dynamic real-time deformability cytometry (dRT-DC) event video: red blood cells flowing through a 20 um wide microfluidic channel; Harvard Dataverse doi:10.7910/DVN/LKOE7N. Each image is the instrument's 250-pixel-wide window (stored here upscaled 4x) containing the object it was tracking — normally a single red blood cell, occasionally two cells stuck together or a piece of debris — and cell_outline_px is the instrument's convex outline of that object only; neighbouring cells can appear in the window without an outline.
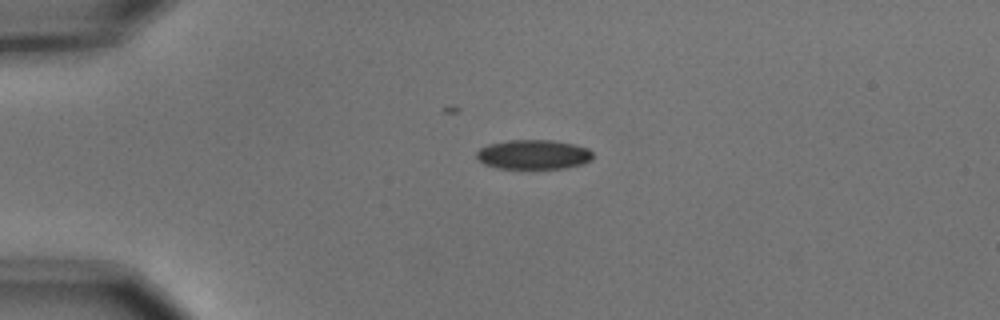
{"species": "common noctule bat (a hibernating species)", "species_latin": "Nyctalus noctula", "temperature_condition": "cold", "stored_images_in_passage": 3, "camera_frame_rate_fps": 3000, "um_per_image_px": 0.085, "animal": {"sex": "male", "body_mass_g": 15.6}, "frame": {"image": 1, "passage_image": 1, "time_ms": 0.0, "image_size_px": [1000, 320], "cell_outline_px": [[592, 160], [584, 164], [564, 168], [496, 168], [484, 164], [476, 160], [476, 152], [480, 148], [488, 144], [508, 140], [556, 140], [588, 148], [592, 152]], "centroid_in_image_um": [45.32, 13.13], "position_along_channel_um": 39.7, "area_um2": 20.17}}
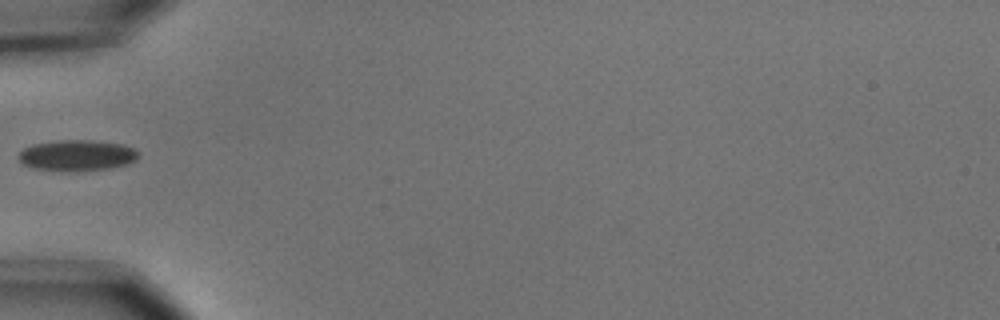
{"frame": {"image": 2, "passage_image": 2, "time_ms": 0.333, "image_size_px": [1000, 320], "cell_outline_px": [[140, 152], [136, 160], [124, 164], [108, 168], [72, 172], [68, 172], [36, 168], [24, 164], [20, 160], [20, 152], [24, 148], [36, 144], [60, 140], [92, 140], [124, 144]], "centroid_in_image_um": [6.58, 13.21], "position_along_channel_um": 78.4, "area_um2": 21.39}}
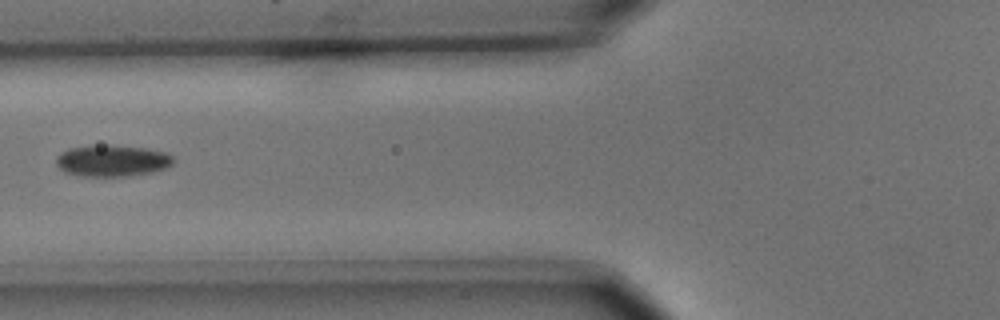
{"frame": {"image": 3, "passage_image": 3, "time_ms": 0.667, "image_size_px": [1000, 320], "cell_outline_px": [[172, 164], [164, 168], [148, 172], [124, 176], [80, 176], [64, 172], [56, 164], [56, 156], [60, 152], [68, 148], [88, 144], [108, 144], [148, 148], [168, 152], [172, 156]], "centroid_in_image_um": [9.47, 13.62], "position_along_channel_um": 116.3, "area_um2": 21.85}}